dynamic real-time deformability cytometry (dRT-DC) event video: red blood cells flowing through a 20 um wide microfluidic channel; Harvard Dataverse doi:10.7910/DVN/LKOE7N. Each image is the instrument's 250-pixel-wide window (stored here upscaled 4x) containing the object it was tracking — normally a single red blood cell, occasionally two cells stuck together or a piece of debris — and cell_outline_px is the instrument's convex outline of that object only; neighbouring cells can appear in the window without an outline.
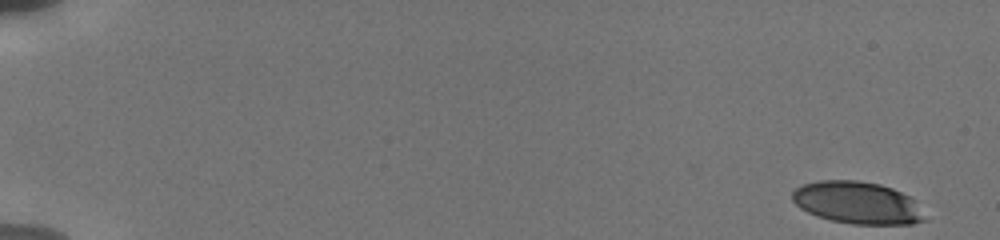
{"species": "human", "species_latin": "Homo sapiens", "temperature_condition": "cold", "stored_images_in_passage": 20, "camera_frame_rate_fps": 3000, "um_per_image_px": 0.085, "donor": {"sex": "male"}, "frame": {"image": 1, "passage_image": 1, "time_ms": 0.0, "image_size_px": [1000, 240], "cell_outline_px": [[928, 220], [912, 224], [852, 224], [832, 220], [816, 216], [800, 208], [792, 200], [792, 192], [796, 188], [804, 184], [820, 180], [856, 180], [880, 184], [892, 188], [908, 196], [912, 200]], "centroid_in_image_um": [72.85, 17.23], "position_along_channel_um": 12.2, "area_um2": 32.37}}
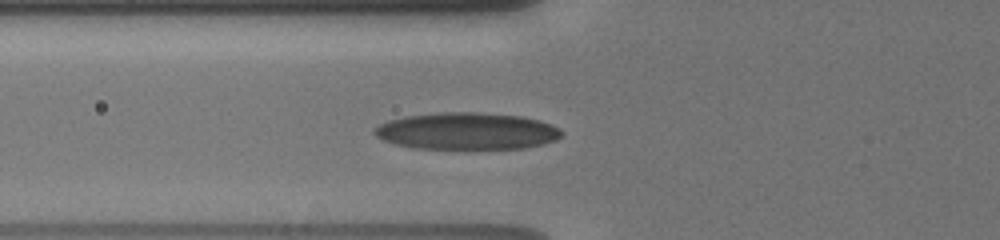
{"frame": {"image": 2, "passage_image": 17, "time_ms": 6.667, "image_size_px": [1000, 240], "cell_outline_px": [[564, 136], [556, 140], [524, 148], [412, 148], [396, 144], [384, 140], [376, 136], [372, 132], [372, 128], [388, 120], [404, 116], [444, 112], [480, 112], [524, 116], [540, 120], [552, 124], [560, 128], [564, 132]], "centroid_in_image_um": [39.7, 11.13], "position_along_channel_um": 86.1, "area_um2": 40.52}}
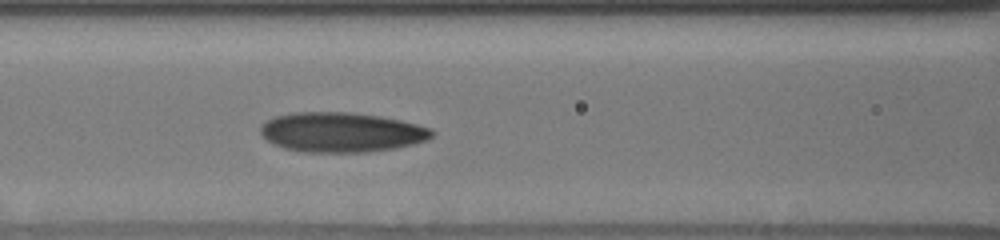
{"frame": {"image": 3, "passage_image": 20, "time_ms": 8.0, "image_size_px": [1000, 240], "cell_outline_px": [[436, 132], [428, 140], [396, 148], [368, 152], [304, 152], [284, 148], [272, 144], [264, 140], [260, 132], [260, 128], [268, 120], [276, 116], [296, 112], [352, 112], [380, 116], [400, 120], [432, 128]], "centroid_in_image_um": [29.03, 11.24], "position_along_channel_um": 137.6, "area_um2": 39.94}}